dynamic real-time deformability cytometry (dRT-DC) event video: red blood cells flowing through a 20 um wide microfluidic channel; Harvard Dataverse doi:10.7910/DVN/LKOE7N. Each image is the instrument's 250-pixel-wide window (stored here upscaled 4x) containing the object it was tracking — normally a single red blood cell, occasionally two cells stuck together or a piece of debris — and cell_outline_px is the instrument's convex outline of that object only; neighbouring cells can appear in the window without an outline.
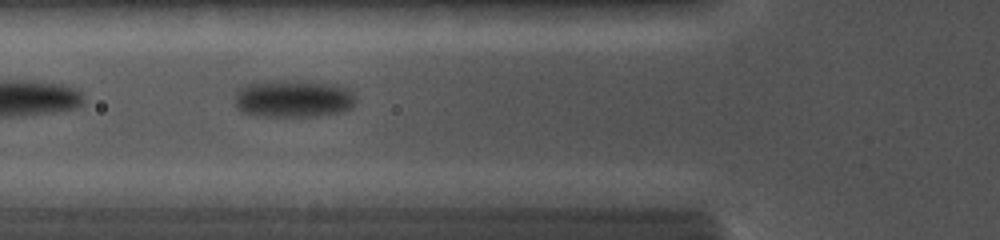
{"species": "common noctule bat (a hibernating species)", "species_latin": "Nyctalus noctula", "temperature_condition": "cold", "stored_images_in_passage": 18, "camera_frame_rate_fps": 5000, "um_per_image_px": 0.085, "animal": {"sex": "female", "body_mass_g": 19.0, "forearm_length_mm": 56.7}, "frame": {"image": 1, "passage_image": 2, "time_ms": 0.8, "image_size_px": [1000, 240], "cell_outline_px": [[356, 104], [352, 108], [344, 112], [320, 116], [252, 116], [240, 112], [236, 108], [236, 92], [244, 84], [272, 80], [312, 80], [336, 84], [352, 88], [356, 100]], "centroid_in_image_um": [24.99, 8.37], "position_along_channel_um": 100.8, "area_um2": 27.57}}
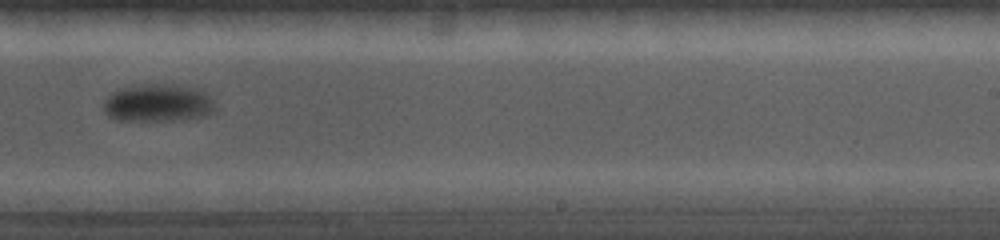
{"frame": {"image": 2, "passage_image": 10, "time_ms": 5.0, "image_size_px": [1000, 240], "cell_outline_px": [[212, 112], [208, 116], [188, 120], [116, 120], [108, 116], [104, 112], [104, 100], [112, 92], [120, 88], [148, 84], [168, 84], [200, 88], [208, 92], [212, 100]], "centroid_in_image_um": [13.45, 8.76], "position_along_channel_um": 275.6, "area_um2": 24.74}}
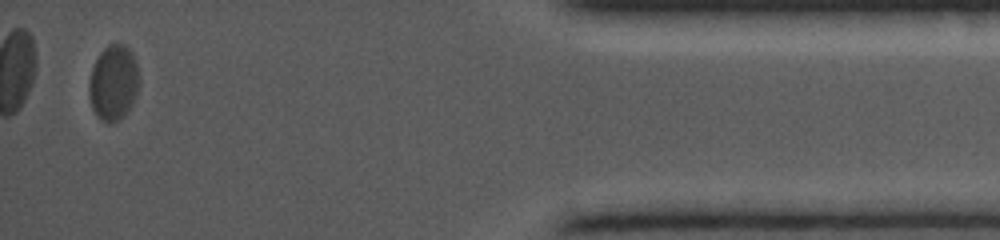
{"frame": {"image": 3, "passage_image": 18, "time_ms": 9.8, "image_size_px": [1000, 240], "cell_outline_px": [[140, 80], [136, 96], [132, 104], [124, 116], [112, 124], [108, 124], [100, 120], [92, 108], [88, 92], [88, 84], [92, 68], [100, 52], [108, 44], [124, 44], [132, 52], [136, 60], [140, 76]], "centroid_in_image_um": [9.66, 7.04], "position_along_channel_um": 425.5, "area_um2": 22.43}}